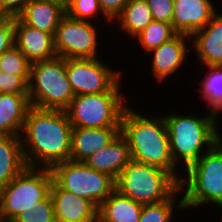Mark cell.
Returning a JSON list of instances; mask_svg holds the SVG:
<instances>
[{
  "label": "cell",
  "mask_w": 222,
  "mask_h": 222,
  "mask_svg": "<svg viewBox=\"0 0 222 222\" xmlns=\"http://www.w3.org/2000/svg\"><path fill=\"white\" fill-rule=\"evenodd\" d=\"M126 107L121 118L120 134L126 139L134 161L156 166L171 173L179 182L182 175L177 172L169 145V136L164 117L146 115ZM145 115V116H144Z\"/></svg>",
  "instance_id": "obj_2"
},
{
  "label": "cell",
  "mask_w": 222,
  "mask_h": 222,
  "mask_svg": "<svg viewBox=\"0 0 222 222\" xmlns=\"http://www.w3.org/2000/svg\"><path fill=\"white\" fill-rule=\"evenodd\" d=\"M14 45V17L0 16V55Z\"/></svg>",
  "instance_id": "obj_32"
},
{
  "label": "cell",
  "mask_w": 222,
  "mask_h": 222,
  "mask_svg": "<svg viewBox=\"0 0 222 222\" xmlns=\"http://www.w3.org/2000/svg\"><path fill=\"white\" fill-rule=\"evenodd\" d=\"M212 0H174L172 28L177 34L191 36L202 29L219 11Z\"/></svg>",
  "instance_id": "obj_13"
},
{
  "label": "cell",
  "mask_w": 222,
  "mask_h": 222,
  "mask_svg": "<svg viewBox=\"0 0 222 222\" xmlns=\"http://www.w3.org/2000/svg\"><path fill=\"white\" fill-rule=\"evenodd\" d=\"M65 10L73 19L92 21L99 16L100 19H106L107 23H112L101 10L99 0H65Z\"/></svg>",
  "instance_id": "obj_28"
},
{
  "label": "cell",
  "mask_w": 222,
  "mask_h": 222,
  "mask_svg": "<svg viewBox=\"0 0 222 222\" xmlns=\"http://www.w3.org/2000/svg\"><path fill=\"white\" fill-rule=\"evenodd\" d=\"M120 134V127H72L70 160L84 161L108 146Z\"/></svg>",
  "instance_id": "obj_18"
},
{
  "label": "cell",
  "mask_w": 222,
  "mask_h": 222,
  "mask_svg": "<svg viewBox=\"0 0 222 222\" xmlns=\"http://www.w3.org/2000/svg\"><path fill=\"white\" fill-rule=\"evenodd\" d=\"M132 160L126 139L119 134L108 146L91 154L83 162L90 168L116 179Z\"/></svg>",
  "instance_id": "obj_19"
},
{
  "label": "cell",
  "mask_w": 222,
  "mask_h": 222,
  "mask_svg": "<svg viewBox=\"0 0 222 222\" xmlns=\"http://www.w3.org/2000/svg\"><path fill=\"white\" fill-rule=\"evenodd\" d=\"M127 98L123 92L75 95L65 112L72 127H120Z\"/></svg>",
  "instance_id": "obj_8"
},
{
  "label": "cell",
  "mask_w": 222,
  "mask_h": 222,
  "mask_svg": "<svg viewBox=\"0 0 222 222\" xmlns=\"http://www.w3.org/2000/svg\"><path fill=\"white\" fill-rule=\"evenodd\" d=\"M176 34L177 33L173 30L171 24L152 21L133 39H137L138 47H142L145 49L144 51L148 53L151 50L158 48L161 44L169 41Z\"/></svg>",
  "instance_id": "obj_26"
},
{
  "label": "cell",
  "mask_w": 222,
  "mask_h": 222,
  "mask_svg": "<svg viewBox=\"0 0 222 222\" xmlns=\"http://www.w3.org/2000/svg\"><path fill=\"white\" fill-rule=\"evenodd\" d=\"M146 2L151 9L153 21L171 24L174 0H146Z\"/></svg>",
  "instance_id": "obj_30"
},
{
  "label": "cell",
  "mask_w": 222,
  "mask_h": 222,
  "mask_svg": "<svg viewBox=\"0 0 222 222\" xmlns=\"http://www.w3.org/2000/svg\"><path fill=\"white\" fill-rule=\"evenodd\" d=\"M28 95L31 106L65 110L75 96L66 73V59L56 56L31 63Z\"/></svg>",
  "instance_id": "obj_6"
},
{
  "label": "cell",
  "mask_w": 222,
  "mask_h": 222,
  "mask_svg": "<svg viewBox=\"0 0 222 222\" xmlns=\"http://www.w3.org/2000/svg\"><path fill=\"white\" fill-rule=\"evenodd\" d=\"M184 208L222 206V145L218 142L205 152L182 176Z\"/></svg>",
  "instance_id": "obj_4"
},
{
  "label": "cell",
  "mask_w": 222,
  "mask_h": 222,
  "mask_svg": "<svg viewBox=\"0 0 222 222\" xmlns=\"http://www.w3.org/2000/svg\"><path fill=\"white\" fill-rule=\"evenodd\" d=\"M20 137L27 167L51 169L70 160L72 125L65 110L31 106Z\"/></svg>",
  "instance_id": "obj_1"
},
{
  "label": "cell",
  "mask_w": 222,
  "mask_h": 222,
  "mask_svg": "<svg viewBox=\"0 0 222 222\" xmlns=\"http://www.w3.org/2000/svg\"><path fill=\"white\" fill-rule=\"evenodd\" d=\"M14 45L31 63L57 56L52 34L30 27L17 17L14 18Z\"/></svg>",
  "instance_id": "obj_15"
},
{
  "label": "cell",
  "mask_w": 222,
  "mask_h": 222,
  "mask_svg": "<svg viewBox=\"0 0 222 222\" xmlns=\"http://www.w3.org/2000/svg\"><path fill=\"white\" fill-rule=\"evenodd\" d=\"M0 93L28 94V82L20 75L3 72Z\"/></svg>",
  "instance_id": "obj_31"
},
{
  "label": "cell",
  "mask_w": 222,
  "mask_h": 222,
  "mask_svg": "<svg viewBox=\"0 0 222 222\" xmlns=\"http://www.w3.org/2000/svg\"><path fill=\"white\" fill-rule=\"evenodd\" d=\"M204 69H208L204 79L199 81L201 84L199 91L200 99L206 102L207 110L213 112L216 115H220L222 112V66H204ZM220 113V114H219Z\"/></svg>",
  "instance_id": "obj_24"
},
{
  "label": "cell",
  "mask_w": 222,
  "mask_h": 222,
  "mask_svg": "<svg viewBox=\"0 0 222 222\" xmlns=\"http://www.w3.org/2000/svg\"><path fill=\"white\" fill-rule=\"evenodd\" d=\"M27 167L20 136L0 135V188Z\"/></svg>",
  "instance_id": "obj_22"
},
{
  "label": "cell",
  "mask_w": 222,
  "mask_h": 222,
  "mask_svg": "<svg viewBox=\"0 0 222 222\" xmlns=\"http://www.w3.org/2000/svg\"><path fill=\"white\" fill-rule=\"evenodd\" d=\"M56 222H97V207L88 199L61 189L54 181L50 193Z\"/></svg>",
  "instance_id": "obj_14"
},
{
  "label": "cell",
  "mask_w": 222,
  "mask_h": 222,
  "mask_svg": "<svg viewBox=\"0 0 222 222\" xmlns=\"http://www.w3.org/2000/svg\"><path fill=\"white\" fill-rule=\"evenodd\" d=\"M53 181L61 188L88 199L97 208L115 190V179L88 167L83 161L67 160L51 169Z\"/></svg>",
  "instance_id": "obj_9"
},
{
  "label": "cell",
  "mask_w": 222,
  "mask_h": 222,
  "mask_svg": "<svg viewBox=\"0 0 222 222\" xmlns=\"http://www.w3.org/2000/svg\"><path fill=\"white\" fill-rule=\"evenodd\" d=\"M143 204L114 190L98 207L97 222H139Z\"/></svg>",
  "instance_id": "obj_21"
},
{
  "label": "cell",
  "mask_w": 222,
  "mask_h": 222,
  "mask_svg": "<svg viewBox=\"0 0 222 222\" xmlns=\"http://www.w3.org/2000/svg\"><path fill=\"white\" fill-rule=\"evenodd\" d=\"M31 0H0V16L17 17Z\"/></svg>",
  "instance_id": "obj_34"
},
{
  "label": "cell",
  "mask_w": 222,
  "mask_h": 222,
  "mask_svg": "<svg viewBox=\"0 0 222 222\" xmlns=\"http://www.w3.org/2000/svg\"><path fill=\"white\" fill-rule=\"evenodd\" d=\"M219 143L222 145V134L219 132Z\"/></svg>",
  "instance_id": "obj_36"
},
{
  "label": "cell",
  "mask_w": 222,
  "mask_h": 222,
  "mask_svg": "<svg viewBox=\"0 0 222 222\" xmlns=\"http://www.w3.org/2000/svg\"><path fill=\"white\" fill-rule=\"evenodd\" d=\"M180 182L168 171L131 160L115 179V190L138 203L154 204L170 198Z\"/></svg>",
  "instance_id": "obj_5"
},
{
  "label": "cell",
  "mask_w": 222,
  "mask_h": 222,
  "mask_svg": "<svg viewBox=\"0 0 222 222\" xmlns=\"http://www.w3.org/2000/svg\"><path fill=\"white\" fill-rule=\"evenodd\" d=\"M175 113L176 110L163 117L168 130L172 159L177 167L181 166L184 173L219 142L218 118L221 116L210 110L205 116Z\"/></svg>",
  "instance_id": "obj_3"
},
{
  "label": "cell",
  "mask_w": 222,
  "mask_h": 222,
  "mask_svg": "<svg viewBox=\"0 0 222 222\" xmlns=\"http://www.w3.org/2000/svg\"><path fill=\"white\" fill-rule=\"evenodd\" d=\"M178 195L182 196L180 188L167 200L154 204H144L139 222H172L177 217L174 216L175 211L185 210L183 197L180 198ZM177 198L180 200L178 201Z\"/></svg>",
  "instance_id": "obj_25"
},
{
  "label": "cell",
  "mask_w": 222,
  "mask_h": 222,
  "mask_svg": "<svg viewBox=\"0 0 222 222\" xmlns=\"http://www.w3.org/2000/svg\"><path fill=\"white\" fill-rule=\"evenodd\" d=\"M12 222H56L51 195L38 202L34 209L22 212Z\"/></svg>",
  "instance_id": "obj_29"
},
{
  "label": "cell",
  "mask_w": 222,
  "mask_h": 222,
  "mask_svg": "<svg viewBox=\"0 0 222 222\" xmlns=\"http://www.w3.org/2000/svg\"><path fill=\"white\" fill-rule=\"evenodd\" d=\"M190 36L185 34H176L169 41L161 44L158 48L148 52L151 56V72L159 85L171 78L170 75L177 73L178 69L184 66L189 60L191 45ZM189 46V47H188ZM169 77V78H168Z\"/></svg>",
  "instance_id": "obj_12"
},
{
  "label": "cell",
  "mask_w": 222,
  "mask_h": 222,
  "mask_svg": "<svg viewBox=\"0 0 222 222\" xmlns=\"http://www.w3.org/2000/svg\"><path fill=\"white\" fill-rule=\"evenodd\" d=\"M99 58L66 59V73L75 95L121 92L124 72Z\"/></svg>",
  "instance_id": "obj_10"
},
{
  "label": "cell",
  "mask_w": 222,
  "mask_h": 222,
  "mask_svg": "<svg viewBox=\"0 0 222 222\" xmlns=\"http://www.w3.org/2000/svg\"><path fill=\"white\" fill-rule=\"evenodd\" d=\"M190 40L201 66H222V13L217 12Z\"/></svg>",
  "instance_id": "obj_16"
},
{
  "label": "cell",
  "mask_w": 222,
  "mask_h": 222,
  "mask_svg": "<svg viewBox=\"0 0 222 222\" xmlns=\"http://www.w3.org/2000/svg\"><path fill=\"white\" fill-rule=\"evenodd\" d=\"M116 20L119 23L117 26L120 33L126 32L125 34L133 39L153 21V18L146 0H130Z\"/></svg>",
  "instance_id": "obj_23"
},
{
  "label": "cell",
  "mask_w": 222,
  "mask_h": 222,
  "mask_svg": "<svg viewBox=\"0 0 222 222\" xmlns=\"http://www.w3.org/2000/svg\"><path fill=\"white\" fill-rule=\"evenodd\" d=\"M129 1L130 0H99V4L104 15L114 23L115 19L120 15Z\"/></svg>",
  "instance_id": "obj_33"
},
{
  "label": "cell",
  "mask_w": 222,
  "mask_h": 222,
  "mask_svg": "<svg viewBox=\"0 0 222 222\" xmlns=\"http://www.w3.org/2000/svg\"><path fill=\"white\" fill-rule=\"evenodd\" d=\"M2 73L3 71L0 69V86H2Z\"/></svg>",
  "instance_id": "obj_35"
},
{
  "label": "cell",
  "mask_w": 222,
  "mask_h": 222,
  "mask_svg": "<svg viewBox=\"0 0 222 222\" xmlns=\"http://www.w3.org/2000/svg\"><path fill=\"white\" fill-rule=\"evenodd\" d=\"M52 181L50 169L26 167L0 188L1 221L12 222L22 212L34 209L49 195Z\"/></svg>",
  "instance_id": "obj_7"
},
{
  "label": "cell",
  "mask_w": 222,
  "mask_h": 222,
  "mask_svg": "<svg viewBox=\"0 0 222 222\" xmlns=\"http://www.w3.org/2000/svg\"><path fill=\"white\" fill-rule=\"evenodd\" d=\"M31 62L13 45L0 55V69L3 72L22 76L28 83L30 80Z\"/></svg>",
  "instance_id": "obj_27"
},
{
  "label": "cell",
  "mask_w": 222,
  "mask_h": 222,
  "mask_svg": "<svg viewBox=\"0 0 222 222\" xmlns=\"http://www.w3.org/2000/svg\"><path fill=\"white\" fill-rule=\"evenodd\" d=\"M94 21H83L65 14L54 35L57 56L69 58H98L99 33Z\"/></svg>",
  "instance_id": "obj_11"
},
{
  "label": "cell",
  "mask_w": 222,
  "mask_h": 222,
  "mask_svg": "<svg viewBox=\"0 0 222 222\" xmlns=\"http://www.w3.org/2000/svg\"><path fill=\"white\" fill-rule=\"evenodd\" d=\"M30 107L28 94L0 93V135L21 136Z\"/></svg>",
  "instance_id": "obj_20"
},
{
  "label": "cell",
  "mask_w": 222,
  "mask_h": 222,
  "mask_svg": "<svg viewBox=\"0 0 222 222\" xmlns=\"http://www.w3.org/2000/svg\"><path fill=\"white\" fill-rule=\"evenodd\" d=\"M65 14V0H31L17 18L30 27L54 36Z\"/></svg>",
  "instance_id": "obj_17"
}]
</instances>
